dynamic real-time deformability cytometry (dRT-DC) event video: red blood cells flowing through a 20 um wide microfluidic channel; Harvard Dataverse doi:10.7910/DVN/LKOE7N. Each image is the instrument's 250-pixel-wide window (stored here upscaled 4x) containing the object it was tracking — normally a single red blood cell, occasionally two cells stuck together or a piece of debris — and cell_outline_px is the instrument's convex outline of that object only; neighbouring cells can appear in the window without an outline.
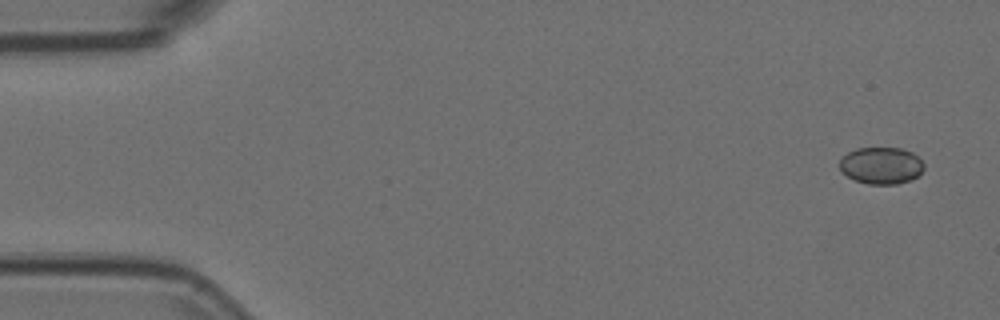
{"species": "Egyptian fruit bat (a non-hibernating species)", "species_latin": "Rousettus aegyptiacus", "temperature_condition": "room temperature", "stored_images_in_passage": 8, "camera_frame_rate_fps": 3000, "um_per_image_px": 0.085, "animal": {"sex": "female"}, "frame": {"image": 1, "passage_image": 1, "time_ms": 0.0, "image_size_px": [1000, 320], "cell_outline_px": [[924, 168], [912, 180], [896, 184], [868, 184], [856, 180], [840, 172], [840, 160], [848, 152], [856, 148], [904, 148], [912, 152], [924, 164]], "centroid_in_image_um": [74.9, 14.07], "position_along_channel_um": 10.1, "area_um2": 18.09}}
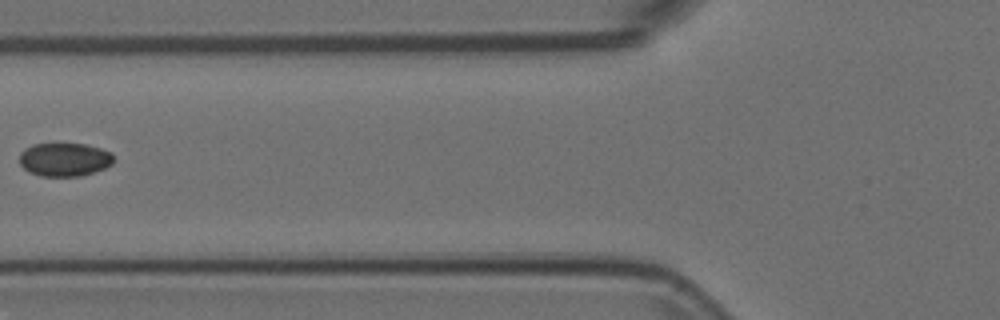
{"frame": {"image": 2, "passage_image": 6, "time_ms": 1.667, "image_size_px": [1000, 320], "cell_outline_px": [[112, 164], [104, 168], [80, 176], [40, 176], [28, 172], [20, 164], [20, 152], [24, 148], [32, 144], [88, 144], [112, 152]], "centroid_in_image_um": [5.45, 13.55], "position_along_channel_um": 120.3, "area_um2": 18.38}}
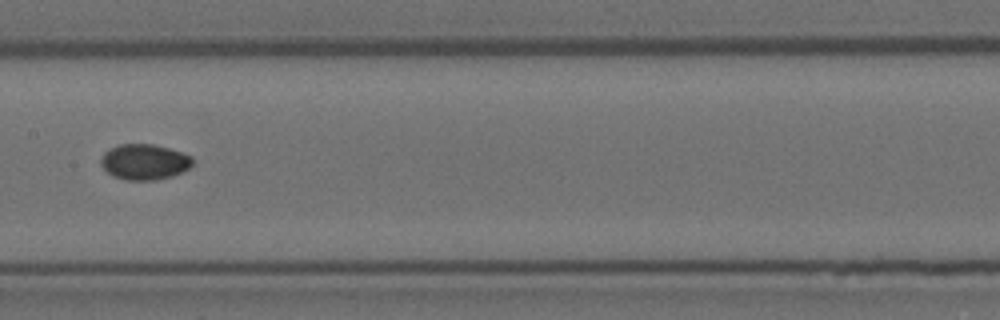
{"frame": {"image": 3, "passage_image": 8, "time_ms": 2.333, "image_size_px": [1000, 320], "cell_outline_px": [[192, 164], [188, 168], [172, 176], [156, 180], [124, 180], [112, 176], [100, 164], [100, 160], [104, 152], [120, 144], [152, 144], [184, 152], [192, 156]], "centroid_in_image_um": [12.27, 13.76], "position_along_channel_um": 195.1, "area_um2": 19.02}}